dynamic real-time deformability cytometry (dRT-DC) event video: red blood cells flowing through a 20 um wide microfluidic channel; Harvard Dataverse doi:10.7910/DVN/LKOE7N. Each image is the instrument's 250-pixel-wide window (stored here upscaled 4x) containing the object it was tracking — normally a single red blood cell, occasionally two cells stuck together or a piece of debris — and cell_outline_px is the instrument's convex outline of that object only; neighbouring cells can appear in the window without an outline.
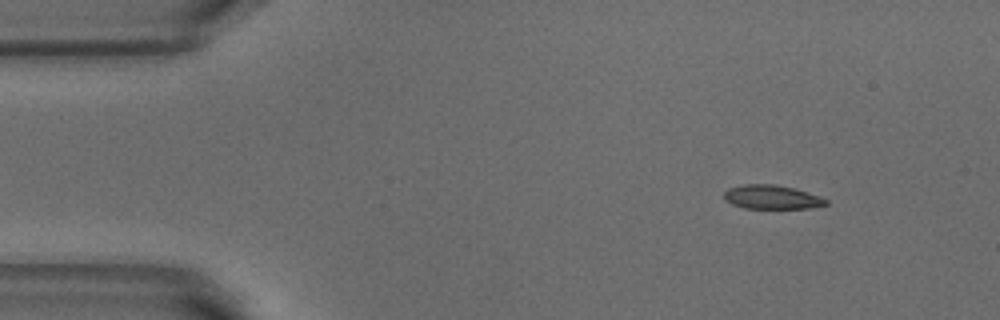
{"species": "common noctule bat (a hibernating species)", "species_latin": "Nyctalus noctula", "temperature_condition": "warm", "stored_images_in_passage": 47, "camera_frame_rate_fps": 3000, "um_per_image_px": 0.085, "animal": {"sex": "male", "body_mass_g": 18.8}, "frame": {"image": 1, "passage_image": 1, "time_ms": 0.0, "image_size_px": [1000, 320], "cell_outline_px": [[828, 204], [808, 208], [744, 208], [732, 204], [724, 200], [724, 192], [728, 188], [744, 184], [772, 184], [792, 188], [820, 196], [828, 200]], "centroid_in_image_um": [65.57, 16.75], "position_along_channel_um": 19.4, "area_um2": 14.1}}
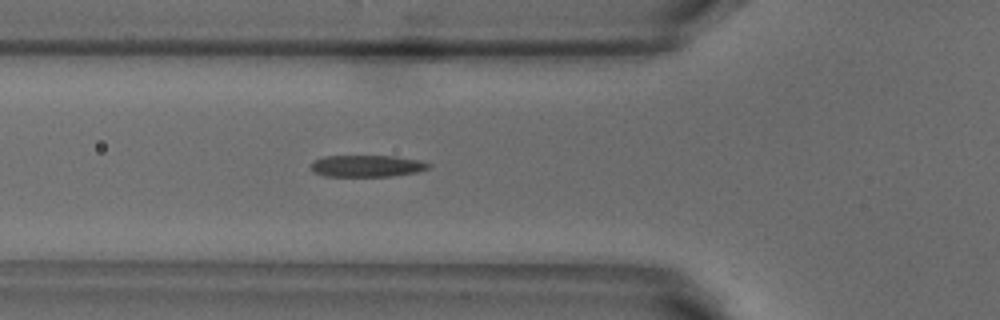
{"frame": {"image": 2, "passage_image": 13, "time_ms": 4.0, "image_size_px": [1000, 320], "cell_outline_px": [[432, 164], [428, 168], [416, 172], [392, 176], [324, 176], [316, 172], [312, 168], [312, 160], [324, 156], [392, 156], [420, 160]], "centroid_in_image_um": [31.2, 14.1], "position_along_channel_um": 94.6, "area_um2": 14.8}}
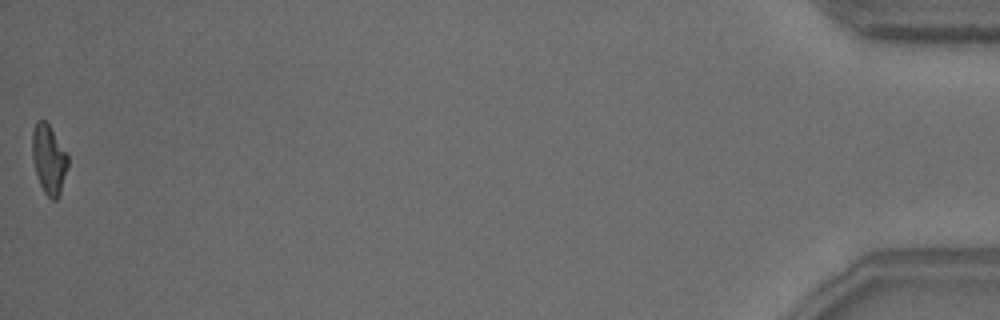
{"frame": {"image": 3, "passage_image": 47, "time_ms": 15.333, "image_size_px": [1000, 320], "cell_outline_px": [[68, 168], [60, 192], [56, 200], [52, 200], [44, 192], [36, 176], [32, 156], [32, 132], [36, 120], [44, 120], [48, 124], [68, 152]], "centroid_in_image_um": [4.16, 13.52], "position_along_channel_um": 431.0, "area_um2": 14.57}, "authors_computed_cell_mechanics": {"area_um2": 14.9702, "velocity_mm_per_s": 3.855, "shape_relaxation_time_tau1_ms": 5.9569, "shape_relaxation_time_tau2_ms": 1.5695, "deformation_change_tau1": 0.2124, "deformation_change_tau2": 0.1103}}